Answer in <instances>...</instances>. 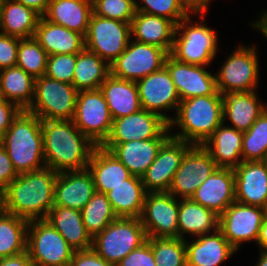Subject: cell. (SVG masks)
I'll use <instances>...</instances> for the list:
<instances>
[{"mask_svg": "<svg viewBox=\"0 0 267 266\" xmlns=\"http://www.w3.org/2000/svg\"><path fill=\"white\" fill-rule=\"evenodd\" d=\"M259 59L255 45H239L216 72V87L225 91H255L259 87Z\"/></svg>", "mask_w": 267, "mask_h": 266, "instance_id": "obj_9", "label": "cell"}, {"mask_svg": "<svg viewBox=\"0 0 267 266\" xmlns=\"http://www.w3.org/2000/svg\"><path fill=\"white\" fill-rule=\"evenodd\" d=\"M192 146L171 136L162 144L154 162L141 177L147 193L169 191L175 172Z\"/></svg>", "mask_w": 267, "mask_h": 266, "instance_id": "obj_18", "label": "cell"}, {"mask_svg": "<svg viewBox=\"0 0 267 266\" xmlns=\"http://www.w3.org/2000/svg\"><path fill=\"white\" fill-rule=\"evenodd\" d=\"M48 54L34 38L20 39L17 52V67L34 79L46 74Z\"/></svg>", "mask_w": 267, "mask_h": 266, "instance_id": "obj_41", "label": "cell"}, {"mask_svg": "<svg viewBox=\"0 0 267 266\" xmlns=\"http://www.w3.org/2000/svg\"><path fill=\"white\" fill-rule=\"evenodd\" d=\"M20 38L0 32V70L17 64V52Z\"/></svg>", "mask_w": 267, "mask_h": 266, "instance_id": "obj_46", "label": "cell"}, {"mask_svg": "<svg viewBox=\"0 0 267 266\" xmlns=\"http://www.w3.org/2000/svg\"><path fill=\"white\" fill-rule=\"evenodd\" d=\"M2 147L18 175L45 167L41 119L21 110L3 134Z\"/></svg>", "mask_w": 267, "mask_h": 266, "instance_id": "obj_4", "label": "cell"}, {"mask_svg": "<svg viewBox=\"0 0 267 266\" xmlns=\"http://www.w3.org/2000/svg\"><path fill=\"white\" fill-rule=\"evenodd\" d=\"M256 244L258 245V247H260V249H267V218L264 219L259 230Z\"/></svg>", "mask_w": 267, "mask_h": 266, "instance_id": "obj_55", "label": "cell"}, {"mask_svg": "<svg viewBox=\"0 0 267 266\" xmlns=\"http://www.w3.org/2000/svg\"><path fill=\"white\" fill-rule=\"evenodd\" d=\"M219 229V215L194 202L191 198L180 199L178 210V238L185 240V234L199 237Z\"/></svg>", "mask_w": 267, "mask_h": 266, "instance_id": "obj_32", "label": "cell"}, {"mask_svg": "<svg viewBox=\"0 0 267 266\" xmlns=\"http://www.w3.org/2000/svg\"><path fill=\"white\" fill-rule=\"evenodd\" d=\"M169 122L170 136L191 145H203L223 123V98L217 90L213 95L192 97L180 101ZM179 132H172L174 127Z\"/></svg>", "mask_w": 267, "mask_h": 266, "instance_id": "obj_3", "label": "cell"}, {"mask_svg": "<svg viewBox=\"0 0 267 266\" xmlns=\"http://www.w3.org/2000/svg\"><path fill=\"white\" fill-rule=\"evenodd\" d=\"M235 173L232 168L218 167L195 191L194 202L221 215L235 202Z\"/></svg>", "mask_w": 267, "mask_h": 266, "instance_id": "obj_21", "label": "cell"}, {"mask_svg": "<svg viewBox=\"0 0 267 266\" xmlns=\"http://www.w3.org/2000/svg\"><path fill=\"white\" fill-rule=\"evenodd\" d=\"M164 66L175 84L180 100L213 95L217 91L216 74L206 67L182 63L168 55Z\"/></svg>", "mask_w": 267, "mask_h": 266, "instance_id": "obj_19", "label": "cell"}, {"mask_svg": "<svg viewBox=\"0 0 267 266\" xmlns=\"http://www.w3.org/2000/svg\"><path fill=\"white\" fill-rule=\"evenodd\" d=\"M265 214H266V218H267V206H266V208H265Z\"/></svg>", "mask_w": 267, "mask_h": 266, "instance_id": "obj_60", "label": "cell"}, {"mask_svg": "<svg viewBox=\"0 0 267 266\" xmlns=\"http://www.w3.org/2000/svg\"><path fill=\"white\" fill-rule=\"evenodd\" d=\"M179 201L169 192L147 193L140 220L148 237L178 238Z\"/></svg>", "mask_w": 267, "mask_h": 266, "instance_id": "obj_13", "label": "cell"}, {"mask_svg": "<svg viewBox=\"0 0 267 266\" xmlns=\"http://www.w3.org/2000/svg\"><path fill=\"white\" fill-rule=\"evenodd\" d=\"M34 38L50 55L75 54L85 48V38L78 32L52 23L40 16Z\"/></svg>", "mask_w": 267, "mask_h": 266, "instance_id": "obj_27", "label": "cell"}, {"mask_svg": "<svg viewBox=\"0 0 267 266\" xmlns=\"http://www.w3.org/2000/svg\"><path fill=\"white\" fill-rule=\"evenodd\" d=\"M110 75V65L94 52L84 48L77 53L72 85L78 90L100 89Z\"/></svg>", "mask_w": 267, "mask_h": 266, "instance_id": "obj_37", "label": "cell"}, {"mask_svg": "<svg viewBox=\"0 0 267 266\" xmlns=\"http://www.w3.org/2000/svg\"><path fill=\"white\" fill-rule=\"evenodd\" d=\"M242 138L243 132L222 123L202 146L218 167L234 169L242 162Z\"/></svg>", "mask_w": 267, "mask_h": 266, "instance_id": "obj_29", "label": "cell"}, {"mask_svg": "<svg viewBox=\"0 0 267 266\" xmlns=\"http://www.w3.org/2000/svg\"><path fill=\"white\" fill-rule=\"evenodd\" d=\"M45 166L56 172L86 169L95 145L73 120H41Z\"/></svg>", "mask_w": 267, "mask_h": 266, "instance_id": "obj_2", "label": "cell"}, {"mask_svg": "<svg viewBox=\"0 0 267 266\" xmlns=\"http://www.w3.org/2000/svg\"><path fill=\"white\" fill-rule=\"evenodd\" d=\"M264 162H265V164L267 165V154H266V157H265V159H264Z\"/></svg>", "mask_w": 267, "mask_h": 266, "instance_id": "obj_59", "label": "cell"}, {"mask_svg": "<svg viewBox=\"0 0 267 266\" xmlns=\"http://www.w3.org/2000/svg\"><path fill=\"white\" fill-rule=\"evenodd\" d=\"M141 108L158 114L168 123L173 119L167 111H177L180 97L165 66L136 81Z\"/></svg>", "mask_w": 267, "mask_h": 266, "instance_id": "obj_15", "label": "cell"}, {"mask_svg": "<svg viewBox=\"0 0 267 266\" xmlns=\"http://www.w3.org/2000/svg\"><path fill=\"white\" fill-rule=\"evenodd\" d=\"M176 24L164 17L135 13L131 22V38L133 40L154 45L164 49L168 54L173 45Z\"/></svg>", "mask_w": 267, "mask_h": 266, "instance_id": "obj_28", "label": "cell"}, {"mask_svg": "<svg viewBox=\"0 0 267 266\" xmlns=\"http://www.w3.org/2000/svg\"><path fill=\"white\" fill-rule=\"evenodd\" d=\"M45 220L63 236L74 251L92 248V238L86 232L80 210L54 206Z\"/></svg>", "mask_w": 267, "mask_h": 266, "instance_id": "obj_31", "label": "cell"}, {"mask_svg": "<svg viewBox=\"0 0 267 266\" xmlns=\"http://www.w3.org/2000/svg\"><path fill=\"white\" fill-rule=\"evenodd\" d=\"M75 126L95 145L108 138L113 119L100 89L78 91L73 117Z\"/></svg>", "mask_w": 267, "mask_h": 266, "instance_id": "obj_10", "label": "cell"}, {"mask_svg": "<svg viewBox=\"0 0 267 266\" xmlns=\"http://www.w3.org/2000/svg\"><path fill=\"white\" fill-rule=\"evenodd\" d=\"M262 12L259 19L251 22L250 25L267 39V10Z\"/></svg>", "mask_w": 267, "mask_h": 266, "instance_id": "obj_54", "label": "cell"}, {"mask_svg": "<svg viewBox=\"0 0 267 266\" xmlns=\"http://www.w3.org/2000/svg\"><path fill=\"white\" fill-rule=\"evenodd\" d=\"M185 248L187 266H219L237 252L219 229L195 240L185 239Z\"/></svg>", "mask_w": 267, "mask_h": 266, "instance_id": "obj_23", "label": "cell"}, {"mask_svg": "<svg viewBox=\"0 0 267 266\" xmlns=\"http://www.w3.org/2000/svg\"><path fill=\"white\" fill-rule=\"evenodd\" d=\"M211 1L213 0H178V3L188 15L193 13L197 16L206 15Z\"/></svg>", "mask_w": 267, "mask_h": 266, "instance_id": "obj_51", "label": "cell"}, {"mask_svg": "<svg viewBox=\"0 0 267 266\" xmlns=\"http://www.w3.org/2000/svg\"><path fill=\"white\" fill-rule=\"evenodd\" d=\"M100 90L113 120L142 109L136 81L120 79L110 74L101 84Z\"/></svg>", "mask_w": 267, "mask_h": 266, "instance_id": "obj_30", "label": "cell"}, {"mask_svg": "<svg viewBox=\"0 0 267 266\" xmlns=\"http://www.w3.org/2000/svg\"><path fill=\"white\" fill-rule=\"evenodd\" d=\"M136 11L167 18L176 25L188 16L178 0H136Z\"/></svg>", "mask_w": 267, "mask_h": 266, "instance_id": "obj_44", "label": "cell"}, {"mask_svg": "<svg viewBox=\"0 0 267 266\" xmlns=\"http://www.w3.org/2000/svg\"><path fill=\"white\" fill-rule=\"evenodd\" d=\"M80 211L86 232L92 239L118 218L106 194L98 191Z\"/></svg>", "mask_w": 267, "mask_h": 266, "instance_id": "obj_39", "label": "cell"}, {"mask_svg": "<svg viewBox=\"0 0 267 266\" xmlns=\"http://www.w3.org/2000/svg\"><path fill=\"white\" fill-rule=\"evenodd\" d=\"M58 172L50 167L19 174L1 193L0 208L28 221L46 219L54 207Z\"/></svg>", "mask_w": 267, "mask_h": 266, "instance_id": "obj_1", "label": "cell"}, {"mask_svg": "<svg viewBox=\"0 0 267 266\" xmlns=\"http://www.w3.org/2000/svg\"><path fill=\"white\" fill-rule=\"evenodd\" d=\"M28 222L0 208V258L26 251Z\"/></svg>", "mask_w": 267, "mask_h": 266, "instance_id": "obj_38", "label": "cell"}, {"mask_svg": "<svg viewBox=\"0 0 267 266\" xmlns=\"http://www.w3.org/2000/svg\"><path fill=\"white\" fill-rule=\"evenodd\" d=\"M4 0H0V27H1V15H2V6H3Z\"/></svg>", "mask_w": 267, "mask_h": 266, "instance_id": "obj_57", "label": "cell"}, {"mask_svg": "<svg viewBox=\"0 0 267 266\" xmlns=\"http://www.w3.org/2000/svg\"><path fill=\"white\" fill-rule=\"evenodd\" d=\"M267 154V108L253 123L243 132L242 161H264Z\"/></svg>", "mask_w": 267, "mask_h": 266, "instance_id": "obj_40", "label": "cell"}, {"mask_svg": "<svg viewBox=\"0 0 267 266\" xmlns=\"http://www.w3.org/2000/svg\"><path fill=\"white\" fill-rule=\"evenodd\" d=\"M40 15L15 0H4L0 32L20 39L34 37Z\"/></svg>", "mask_w": 267, "mask_h": 266, "instance_id": "obj_36", "label": "cell"}, {"mask_svg": "<svg viewBox=\"0 0 267 266\" xmlns=\"http://www.w3.org/2000/svg\"><path fill=\"white\" fill-rule=\"evenodd\" d=\"M0 266H34L27 250L23 253L0 258Z\"/></svg>", "mask_w": 267, "mask_h": 266, "instance_id": "obj_52", "label": "cell"}, {"mask_svg": "<svg viewBox=\"0 0 267 266\" xmlns=\"http://www.w3.org/2000/svg\"><path fill=\"white\" fill-rule=\"evenodd\" d=\"M235 200L244 205L267 206V165L264 161H242L234 169Z\"/></svg>", "mask_w": 267, "mask_h": 266, "instance_id": "obj_20", "label": "cell"}, {"mask_svg": "<svg viewBox=\"0 0 267 266\" xmlns=\"http://www.w3.org/2000/svg\"><path fill=\"white\" fill-rule=\"evenodd\" d=\"M147 192L141 177L132 175L106 193L117 217L140 218Z\"/></svg>", "mask_w": 267, "mask_h": 266, "instance_id": "obj_34", "label": "cell"}, {"mask_svg": "<svg viewBox=\"0 0 267 266\" xmlns=\"http://www.w3.org/2000/svg\"><path fill=\"white\" fill-rule=\"evenodd\" d=\"M35 79L20 67L0 70V98L27 110L34 99Z\"/></svg>", "mask_w": 267, "mask_h": 266, "instance_id": "obj_35", "label": "cell"}, {"mask_svg": "<svg viewBox=\"0 0 267 266\" xmlns=\"http://www.w3.org/2000/svg\"><path fill=\"white\" fill-rule=\"evenodd\" d=\"M87 169L93 177L95 191L104 194L132 176L119 159L102 146L93 150Z\"/></svg>", "mask_w": 267, "mask_h": 266, "instance_id": "obj_26", "label": "cell"}, {"mask_svg": "<svg viewBox=\"0 0 267 266\" xmlns=\"http://www.w3.org/2000/svg\"><path fill=\"white\" fill-rule=\"evenodd\" d=\"M69 266H116L100 257L93 248L75 251Z\"/></svg>", "mask_w": 267, "mask_h": 266, "instance_id": "obj_48", "label": "cell"}, {"mask_svg": "<svg viewBox=\"0 0 267 266\" xmlns=\"http://www.w3.org/2000/svg\"><path fill=\"white\" fill-rule=\"evenodd\" d=\"M21 109L13 102L0 98V133L3 135L11 126Z\"/></svg>", "mask_w": 267, "mask_h": 266, "instance_id": "obj_50", "label": "cell"}, {"mask_svg": "<svg viewBox=\"0 0 267 266\" xmlns=\"http://www.w3.org/2000/svg\"><path fill=\"white\" fill-rule=\"evenodd\" d=\"M217 168L203 146L193 145L185 153L168 192L176 198L189 199Z\"/></svg>", "mask_w": 267, "mask_h": 266, "instance_id": "obj_16", "label": "cell"}, {"mask_svg": "<svg viewBox=\"0 0 267 266\" xmlns=\"http://www.w3.org/2000/svg\"><path fill=\"white\" fill-rule=\"evenodd\" d=\"M169 54L162 48L130 39L127 48L110 64L114 77L137 81L164 66Z\"/></svg>", "mask_w": 267, "mask_h": 266, "instance_id": "obj_12", "label": "cell"}, {"mask_svg": "<svg viewBox=\"0 0 267 266\" xmlns=\"http://www.w3.org/2000/svg\"><path fill=\"white\" fill-rule=\"evenodd\" d=\"M78 90L43 75L35 79L34 99L27 111L41 120H72Z\"/></svg>", "mask_w": 267, "mask_h": 266, "instance_id": "obj_7", "label": "cell"}, {"mask_svg": "<svg viewBox=\"0 0 267 266\" xmlns=\"http://www.w3.org/2000/svg\"><path fill=\"white\" fill-rule=\"evenodd\" d=\"M2 138H3V135L0 133V148L2 147Z\"/></svg>", "mask_w": 267, "mask_h": 266, "instance_id": "obj_58", "label": "cell"}, {"mask_svg": "<svg viewBox=\"0 0 267 266\" xmlns=\"http://www.w3.org/2000/svg\"><path fill=\"white\" fill-rule=\"evenodd\" d=\"M16 2L21 3L22 5L32 8L40 16H43L49 6L51 0H15Z\"/></svg>", "mask_w": 267, "mask_h": 266, "instance_id": "obj_53", "label": "cell"}, {"mask_svg": "<svg viewBox=\"0 0 267 266\" xmlns=\"http://www.w3.org/2000/svg\"><path fill=\"white\" fill-rule=\"evenodd\" d=\"M18 176L6 150L0 148V193Z\"/></svg>", "mask_w": 267, "mask_h": 266, "instance_id": "obj_49", "label": "cell"}, {"mask_svg": "<svg viewBox=\"0 0 267 266\" xmlns=\"http://www.w3.org/2000/svg\"><path fill=\"white\" fill-rule=\"evenodd\" d=\"M26 250L34 266H69L75 252L45 219L28 222Z\"/></svg>", "mask_w": 267, "mask_h": 266, "instance_id": "obj_8", "label": "cell"}, {"mask_svg": "<svg viewBox=\"0 0 267 266\" xmlns=\"http://www.w3.org/2000/svg\"><path fill=\"white\" fill-rule=\"evenodd\" d=\"M199 17V18H198ZM205 15H197L195 22L190 15L176 25L172 49L175 60L191 65L208 67L216 58L218 36L205 24Z\"/></svg>", "mask_w": 267, "mask_h": 266, "instance_id": "obj_5", "label": "cell"}, {"mask_svg": "<svg viewBox=\"0 0 267 266\" xmlns=\"http://www.w3.org/2000/svg\"><path fill=\"white\" fill-rule=\"evenodd\" d=\"M95 192L89 170L59 172L55 181L54 206L81 210Z\"/></svg>", "mask_w": 267, "mask_h": 266, "instance_id": "obj_22", "label": "cell"}, {"mask_svg": "<svg viewBox=\"0 0 267 266\" xmlns=\"http://www.w3.org/2000/svg\"><path fill=\"white\" fill-rule=\"evenodd\" d=\"M257 93V90L223 92V123L228 118L230 127L246 132L267 108V103L260 102Z\"/></svg>", "mask_w": 267, "mask_h": 266, "instance_id": "obj_24", "label": "cell"}, {"mask_svg": "<svg viewBox=\"0 0 267 266\" xmlns=\"http://www.w3.org/2000/svg\"><path fill=\"white\" fill-rule=\"evenodd\" d=\"M77 53L56 54L47 58L46 76L64 83L72 84Z\"/></svg>", "mask_w": 267, "mask_h": 266, "instance_id": "obj_45", "label": "cell"}, {"mask_svg": "<svg viewBox=\"0 0 267 266\" xmlns=\"http://www.w3.org/2000/svg\"><path fill=\"white\" fill-rule=\"evenodd\" d=\"M168 138L132 140L120 144H102L114 154L132 175L142 177L154 162L159 148Z\"/></svg>", "mask_w": 267, "mask_h": 266, "instance_id": "obj_25", "label": "cell"}, {"mask_svg": "<svg viewBox=\"0 0 267 266\" xmlns=\"http://www.w3.org/2000/svg\"><path fill=\"white\" fill-rule=\"evenodd\" d=\"M92 13V0H51L43 17L85 37Z\"/></svg>", "mask_w": 267, "mask_h": 266, "instance_id": "obj_33", "label": "cell"}, {"mask_svg": "<svg viewBox=\"0 0 267 266\" xmlns=\"http://www.w3.org/2000/svg\"><path fill=\"white\" fill-rule=\"evenodd\" d=\"M259 254L256 266H267V249H260Z\"/></svg>", "mask_w": 267, "mask_h": 266, "instance_id": "obj_56", "label": "cell"}, {"mask_svg": "<svg viewBox=\"0 0 267 266\" xmlns=\"http://www.w3.org/2000/svg\"><path fill=\"white\" fill-rule=\"evenodd\" d=\"M85 38V48L97 54L109 65L125 51L131 39V23L91 14Z\"/></svg>", "mask_w": 267, "mask_h": 266, "instance_id": "obj_11", "label": "cell"}, {"mask_svg": "<svg viewBox=\"0 0 267 266\" xmlns=\"http://www.w3.org/2000/svg\"><path fill=\"white\" fill-rule=\"evenodd\" d=\"M156 266H187L185 240L148 237Z\"/></svg>", "mask_w": 267, "mask_h": 266, "instance_id": "obj_42", "label": "cell"}, {"mask_svg": "<svg viewBox=\"0 0 267 266\" xmlns=\"http://www.w3.org/2000/svg\"><path fill=\"white\" fill-rule=\"evenodd\" d=\"M266 218L265 208L233 202L219 216V230L238 251L243 242L256 241Z\"/></svg>", "mask_w": 267, "mask_h": 266, "instance_id": "obj_14", "label": "cell"}, {"mask_svg": "<svg viewBox=\"0 0 267 266\" xmlns=\"http://www.w3.org/2000/svg\"><path fill=\"white\" fill-rule=\"evenodd\" d=\"M147 239L140 218L118 217L92 239V248L107 262L117 265Z\"/></svg>", "mask_w": 267, "mask_h": 266, "instance_id": "obj_6", "label": "cell"}, {"mask_svg": "<svg viewBox=\"0 0 267 266\" xmlns=\"http://www.w3.org/2000/svg\"><path fill=\"white\" fill-rule=\"evenodd\" d=\"M169 123L156 113L141 109L114 119L103 144H120L132 140L169 138Z\"/></svg>", "mask_w": 267, "mask_h": 266, "instance_id": "obj_17", "label": "cell"}, {"mask_svg": "<svg viewBox=\"0 0 267 266\" xmlns=\"http://www.w3.org/2000/svg\"><path fill=\"white\" fill-rule=\"evenodd\" d=\"M116 266H156L150 243L147 241L131 251Z\"/></svg>", "mask_w": 267, "mask_h": 266, "instance_id": "obj_47", "label": "cell"}, {"mask_svg": "<svg viewBox=\"0 0 267 266\" xmlns=\"http://www.w3.org/2000/svg\"><path fill=\"white\" fill-rule=\"evenodd\" d=\"M93 14L131 23L136 13V0H92Z\"/></svg>", "mask_w": 267, "mask_h": 266, "instance_id": "obj_43", "label": "cell"}]
</instances>
